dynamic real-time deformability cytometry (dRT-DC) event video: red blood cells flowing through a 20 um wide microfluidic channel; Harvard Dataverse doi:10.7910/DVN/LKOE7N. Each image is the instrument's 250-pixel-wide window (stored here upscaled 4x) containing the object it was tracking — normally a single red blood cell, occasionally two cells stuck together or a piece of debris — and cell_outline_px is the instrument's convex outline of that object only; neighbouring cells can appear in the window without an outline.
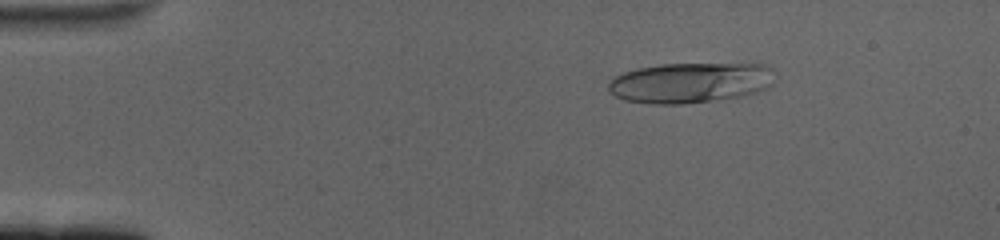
{"species": "human", "species_latin": "Homo sapiens", "temperature_condition": "cold", "stored_images_in_passage": 59, "camera_frame_rate_fps": 3000, "um_per_image_px": 0.085, "donor": {"sex": "female"}, "frame": {"image": 1, "passage_image": 9, "time_ms": 2.667, "image_size_px": [1000, 240], "cell_outline_px": [[772, 84], [756, 92], [740, 96], [684, 104], [652, 104], [624, 100], [608, 92], [608, 84], [616, 76], [624, 72], [640, 68], [660, 64], [764, 64], [772, 68]], "centroid_in_image_um": [58.64, 7.03], "position_along_channel_um": 26.4, "area_um2": 38.84}}
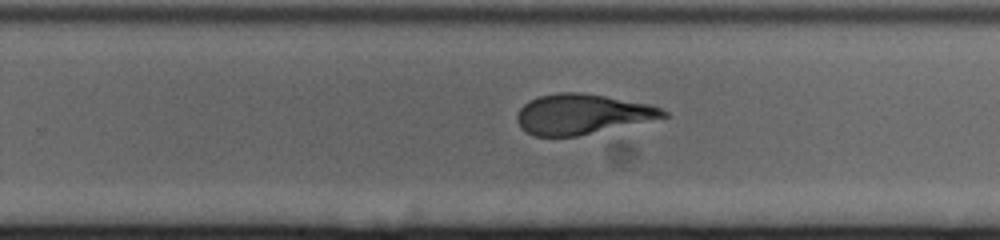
{"frame": {"image": 2, "passage_image": 38, "time_ms": 12.333, "image_size_px": [1000, 240], "cell_outline_px": [[668, 116], [576, 136], [532, 136], [520, 128], [516, 120], [516, 116], [520, 108], [528, 100], [540, 96], [556, 92], [580, 92], [652, 104], [668, 112]], "centroid_in_image_um": [49.42, 9.69], "position_along_channel_um": 280.4, "area_um2": 33.99}}
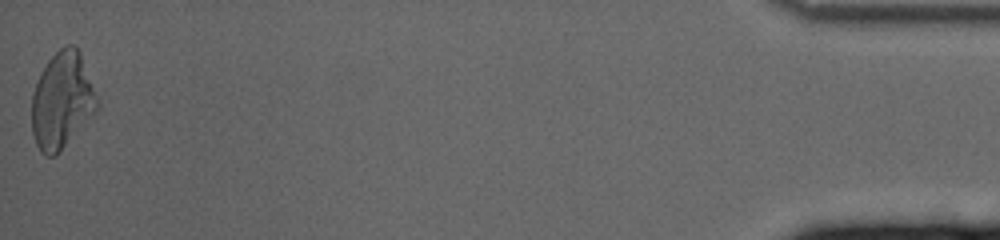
{"frame": {"image": 3, "passage_image": 59, "time_ms": 19.333, "image_size_px": [1000, 240], "cell_outline_px": [[100, 108], [60, 152], [56, 156], [44, 156], [40, 152], [36, 144], [32, 132], [32, 96], [40, 72], [48, 60], [60, 48], [68, 44], [72, 44], [80, 52]], "centroid_in_image_um": [5.26, 8.59], "position_along_channel_um": 429.9, "area_um2": 36.65}, "authors_computed_cell_mechanics": {"area_um2": 35.0268, "velocity_mm_per_s": 3.4006, "shape_relaxation_time_tau1_ms": 9.5579, "shape_relaxation_time_tau2_ms": 1.752, "deformation_change_tau1": 0.2691, "deformation_change_tau2": 0.1092}}